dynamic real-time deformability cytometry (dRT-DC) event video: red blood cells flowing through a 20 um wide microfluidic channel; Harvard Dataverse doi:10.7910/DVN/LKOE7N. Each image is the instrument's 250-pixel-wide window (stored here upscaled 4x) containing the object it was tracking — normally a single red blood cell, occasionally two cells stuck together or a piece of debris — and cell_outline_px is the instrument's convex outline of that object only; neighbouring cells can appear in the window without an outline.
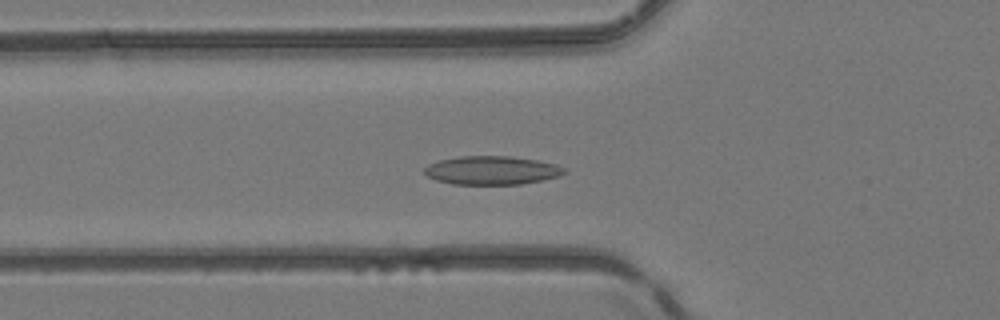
{"species": "common noctule bat (a hibernating species)", "species_latin": "Nyctalus noctula", "temperature_condition": "room temperature", "stored_images_in_passage": 49, "camera_frame_rate_fps": 3000, "um_per_image_px": 0.085, "animal": {"sex": "female", "body_mass_g": 24.6, "forearm_length_mm": 56.2}, "frame": {"image": 1, "passage_image": 16, "time_ms": 5.0, "image_size_px": [1000, 320], "cell_outline_px": [[568, 172], [560, 176], [520, 184], [452, 184], [436, 180], [428, 176], [424, 172], [424, 168], [428, 164], [440, 160], [460, 156], [508, 156], [536, 160], [556, 164], [568, 168]], "centroid_in_image_um": [41.83, 14.47], "position_along_channel_um": 84.0, "area_um2": 23.29}}
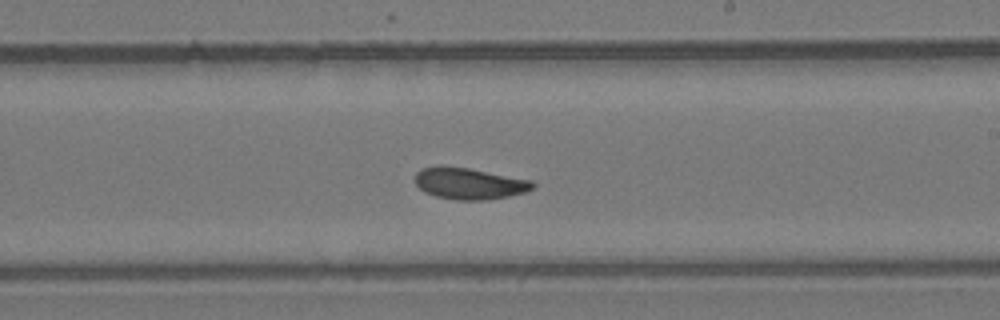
{"frame": {"image": 2, "passage_image": 28, "time_ms": 9.0, "image_size_px": [1000, 320], "cell_outline_px": [[536, 184], [532, 188], [524, 192], [508, 196], [484, 200], [456, 200], [436, 196], [424, 192], [416, 184], [416, 172], [420, 168], [440, 164], [468, 168], [532, 180]], "centroid_in_image_um": [39.85, 15.58], "position_along_channel_um": 249.2, "area_um2": 21.68}}
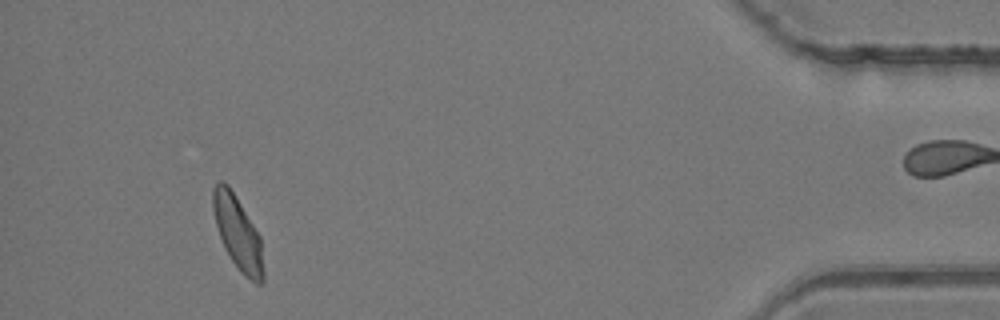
{"frame": {"image": 3, "passage_image": 45, "time_ms": 14.667, "image_size_px": [1000, 320], "cell_outline_px": [[264, 280], [260, 284], [256, 284], [244, 276], [240, 272], [232, 260], [220, 236], [216, 224], [212, 208], [212, 188], [220, 180], [224, 180], [228, 184], [260, 236], [264, 272]], "centroid_in_image_um": [20.21, 19.8], "position_along_channel_um": 415.0, "area_um2": 21.33}, "authors_computed_cell_mechanics": {"area_um2": 21.7906, "velocity_mm_per_s": 4.1101, "shape_relaxation_time_tau1_ms": 6.4477, "shape_relaxation_time_tau2_ms": 3.4983, "deformation_change_tau1": 0.1372, "deformation_change_tau2": 0.077}}